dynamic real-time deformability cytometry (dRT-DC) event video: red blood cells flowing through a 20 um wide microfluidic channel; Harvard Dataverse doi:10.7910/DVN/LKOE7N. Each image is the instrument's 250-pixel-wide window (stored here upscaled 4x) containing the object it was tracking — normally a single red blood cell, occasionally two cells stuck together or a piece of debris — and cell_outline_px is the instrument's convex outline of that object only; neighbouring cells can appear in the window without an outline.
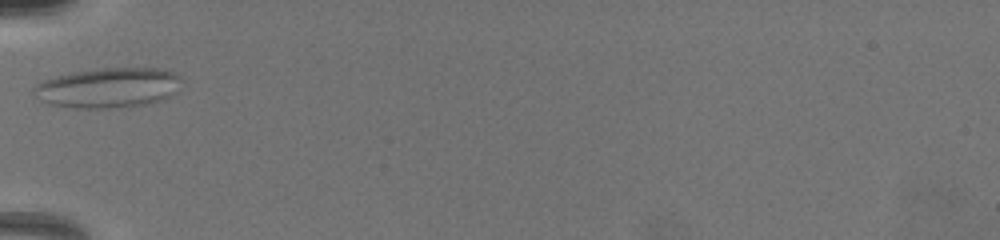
{"species": "common noctule bat (a hibernating species)", "species_latin": "Nyctalus noctula", "temperature_condition": "warm", "stored_images_in_passage": 18, "camera_frame_rate_fps": 3000, "um_per_image_px": 0.085, "animal": {"sex": "female", "body_mass_g": 19.5, "forearm_length_mm": 54.1}, "frame": {"image": 1, "passage_image": 1, "time_ms": 0.0, "image_size_px": [1000, 240], "cell_outline_px": [[180, 76], [172, 92], [168, 96], [160, 100], [144, 104], [108, 108], [76, 108], [52, 104], [44, 100], [32, 92], [32, 88], [36, 84], [44, 80], [56, 76], [76, 72], [104, 68], [160, 68], [176, 72]], "centroid_in_image_um": [9.16, 7.44], "position_along_channel_um": 75.8, "area_um2": 33.58}}
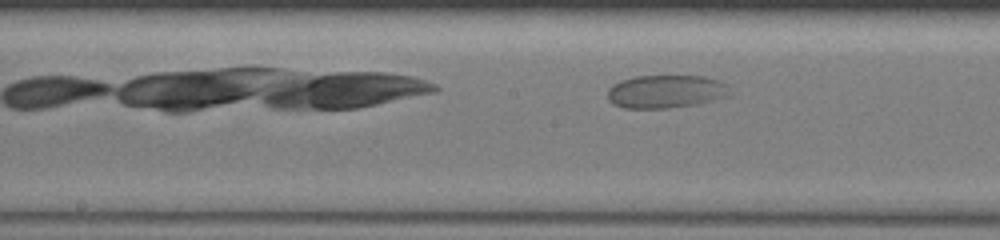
{"frame": {"image": 2, "passage_image": 9, "time_ms": 3.0, "image_size_px": [1000, 240], "cell_outline_px": [[728, 96], [696, 104], [668, 108], [624, 108], [612, 104], [608, 100], [608, 88], [612, 84], [620, 80], [636, 76], [704, 76], [720, 80], [728, 84]], "centroid_in_image_um": [56.56, 7.77], "position_along_channel_um": 191.6, "area_um2": 23.7}}
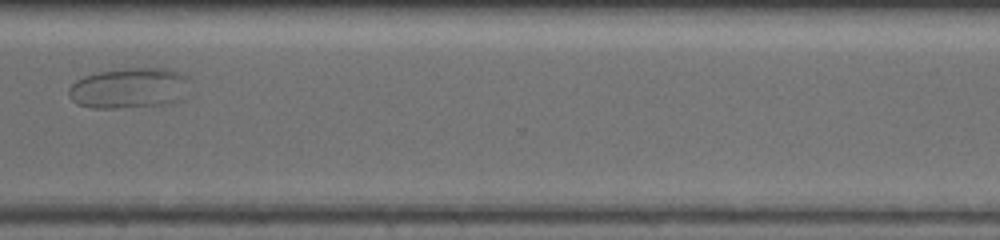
{"frame": {"image": 3, "passage_image": 16, "time_ms": 7.333, "image_size_px": [1000, 240], "cell_outline_px": [[188, 76], [184, 100], [172, 104], [116, 108], [92, 108], [76, 104], [72, 100], [68, 92], [68, 88], [76, 80], [84, 76], [100, 72], [124, 68], [168, 68]], "centroid_in_image_um": [11.0, 7.5], "position_along_channel_um": 359.6, "area_um2": 28.9}}